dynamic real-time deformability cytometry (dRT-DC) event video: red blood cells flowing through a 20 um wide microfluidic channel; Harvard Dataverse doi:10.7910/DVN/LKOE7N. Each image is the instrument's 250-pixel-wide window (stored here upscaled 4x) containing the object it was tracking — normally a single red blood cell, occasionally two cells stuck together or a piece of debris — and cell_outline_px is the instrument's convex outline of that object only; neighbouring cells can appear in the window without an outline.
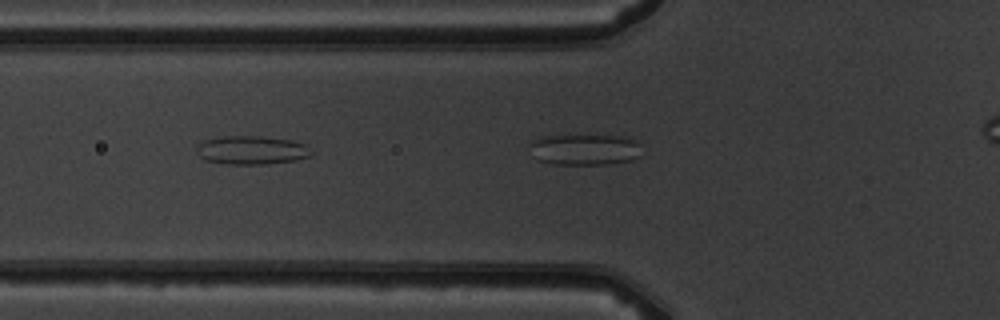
{"species": "common noctule bat (a hibernating species)", "species_latin": "Nyctalus noctula", "temperature_condition": "warm", "stored_images_in_passage": 7, "segment_of_instrument_passage": [1, 2], "camera_frame_rate_fps": 3000, "um_per_image_px": 0.085, "animal": {"sex": "male", "body_mass_g": 19.5, "forearm_length_mm": 54.6}, "frame": {"image": 1, "passage_image": 6, "time_ms": 5.667, "image_size_px": [1000, 320], "cell_outline_px": [[640, 156], [632, 160], [608, 164], [552, 164], [536, 160], [532, 156], [528, 144], [532, 140], [540, 136], [632, 136], [640, 144]], "centroid_in_image_um": [49.69, 12.71], "position_along_channel_um": 76.1, "area_um2": 20.63}}